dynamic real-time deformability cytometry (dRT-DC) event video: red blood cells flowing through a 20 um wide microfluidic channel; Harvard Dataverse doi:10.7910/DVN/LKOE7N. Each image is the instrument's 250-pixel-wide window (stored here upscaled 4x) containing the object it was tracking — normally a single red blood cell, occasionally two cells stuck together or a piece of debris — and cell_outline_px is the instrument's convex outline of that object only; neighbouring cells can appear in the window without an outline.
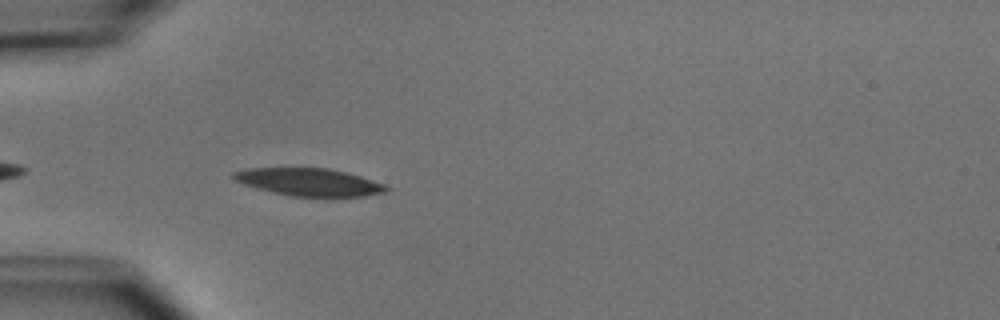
{"species": "common noctule bat (a hibernating species)", "species_latin": "Nyctalus noctula", "temperature_condition": "cold", "stored_images_in_passage": 13, "camera_frame_rate_fps": 3000, "um_per_image_px": 0.085, "animal": {"sex": "male", "body_mass_g": 15.6}, "frame": {"image": 1, "passage_image": 3, "time_ms": 0.667, "image_size_px": [1000, 320], "cell_outline_px": [[392, 188], [384, 192], [364, 196], [328, 200], [324, 200], [292, 196], [244, 184], [228, 176], [232, 172], [244, 168], [328, 168], [360, 176], [384, 184]], "centroid_in_image_um": [26.32, 15.52], "position_along_channel_um": 58.7, "area_um2": 25.32}}